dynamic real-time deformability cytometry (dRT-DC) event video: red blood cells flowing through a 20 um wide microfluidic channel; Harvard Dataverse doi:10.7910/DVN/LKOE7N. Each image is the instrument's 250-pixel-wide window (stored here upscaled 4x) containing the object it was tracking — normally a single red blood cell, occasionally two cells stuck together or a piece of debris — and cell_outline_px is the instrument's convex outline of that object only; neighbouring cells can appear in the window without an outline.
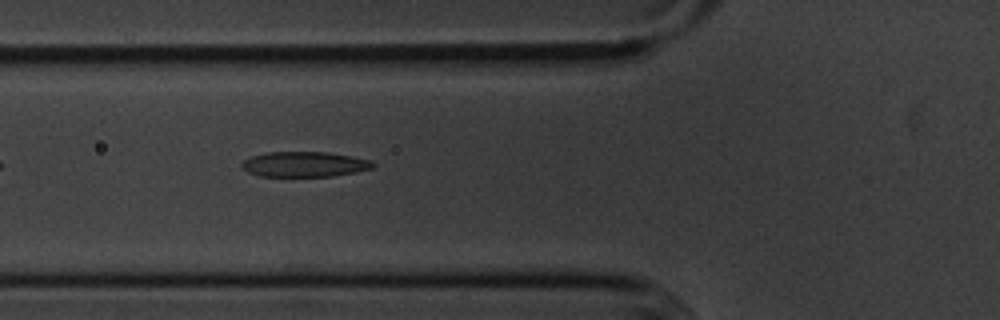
{"species": "common noctule bat (a hibernating species)", "species_latin": "Nyctalus noctula", "temperature_condition": "cold", "stored_images_in_passage": 37, "camera_frame_rate_fps": 3000, "um_per_image_px": 0.085, "animal": {"sex": "male", "body_mass_g": 20.1, "forearm_length_mm": 53.5}, "frame": {"image": 1, "passage_image": 3, "time_ms": 0.667, "image_size_px": [1000, 320], "cell_outline_px": [[376, 164], [372, 168], [356, 172], [332, 176], [260, 176], [248, 172], [240, 168], [240, 164], [244, 160], [252, 156], [268, 152], [328, 152], [352, 156], [372, 160]], "centroid_in_image_um": [25.88, 13.96], "position_along_channel_um": 99.9, "area_um2": 19.36}}
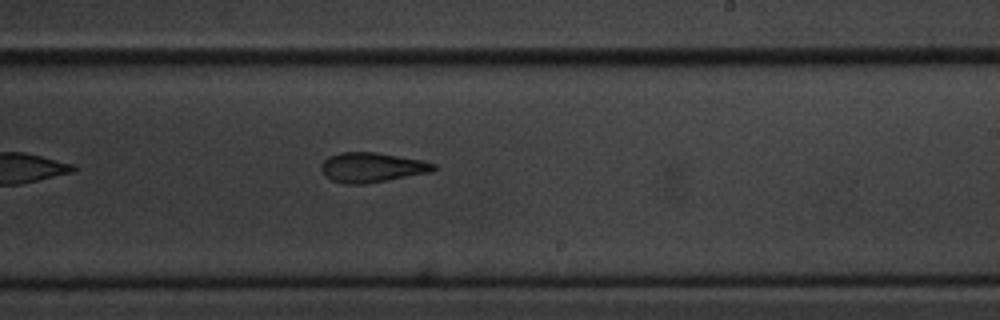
{"frame": {"image": 2, "passage_image": 16, "time_ms": 5.0, "image_size_px": [1000, 320], "cell_outline_px": [[436, 168], [432, 172], [388, 180], [364, 184], [344, 184], [332, 180], [324, 176], [320, 168], [320, 164], [328, 156], [340, 152], [376, 152], [424, 160], [436, 164]], "centroid_in_image_um": [31.6, 14.22], "position_along_channel_um": 257.4, "area_um2": 19.77}}
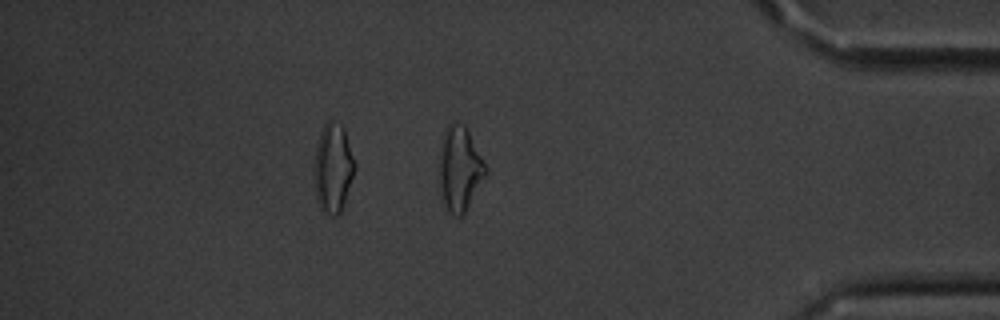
{"frame": {"image": 3, "passage_image": 30, "time_ms": 9.667, "image_size_px": [1000, 320], "cell_outline_px": [[488, 172], [464, 216], [456, 216], [448, 212], [440, 188], [440, 144], [444, 132], [448, 124], [464, 124], [488, 168]], "centroid_in_image_um": [39.1, 14.38], "position_along_channel_um": 396.1, "area_um2": 22.72}}